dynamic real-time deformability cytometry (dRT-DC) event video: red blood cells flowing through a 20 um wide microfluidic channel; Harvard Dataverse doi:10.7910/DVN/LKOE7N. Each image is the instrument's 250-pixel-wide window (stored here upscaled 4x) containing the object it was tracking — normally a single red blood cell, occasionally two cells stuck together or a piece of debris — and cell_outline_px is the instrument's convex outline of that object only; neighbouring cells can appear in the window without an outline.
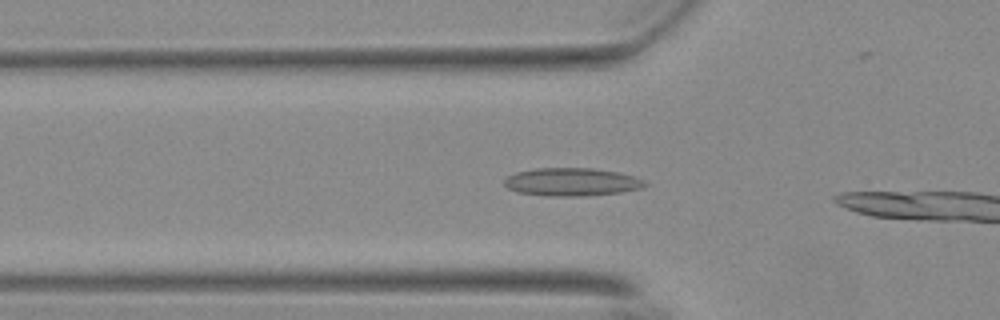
{"species": "Egyptian fruit bat (a non-hibernating species)", "species_latin": "Rousettus aegyptiacus", "temperature_condition": "warm", "stored_images_in_passage": 7, "camera_frame_rate_fps": 3000, "um_per_image_px": 0.085, "animal": {"sex": "female"}, "frame": {"image": 1, "passage_image": 5, "time_ms": 1.333, "image_size_px": [1000, 320], "cell_outline_px": [[648, 184], [640, 188], [620, 192], [588, 196], [548, 196], [516, 192], [508, 188], [504, 184], [504, 180], [508, 176], [516, 172], [536, 168], [592, 168], [616, 172], [632, 176], [644, 180]], "centroid_in_image_um": [48.56, 15.47], "position_along_channel_um": 77.2, "area_um2": 22.89}}